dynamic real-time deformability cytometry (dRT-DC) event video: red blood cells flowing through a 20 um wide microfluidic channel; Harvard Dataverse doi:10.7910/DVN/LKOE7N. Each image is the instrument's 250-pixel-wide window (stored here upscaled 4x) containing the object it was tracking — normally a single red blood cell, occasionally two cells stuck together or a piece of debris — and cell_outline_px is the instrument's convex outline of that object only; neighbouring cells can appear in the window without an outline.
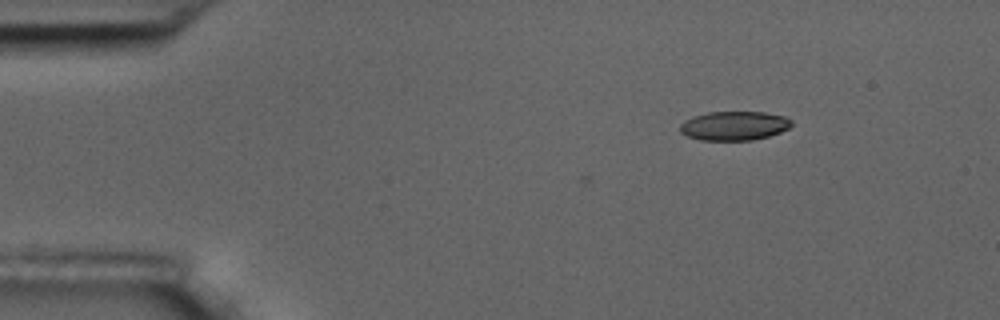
{"species": "common noctule bat (a hibernating species)", "species_latin": "Nyctalus noctula", "temperature_condition": "room temperature", "stored_images_in_passage": 3, "camera_frame_rate_fps": 3000, "um_per_image_px": 0.085, "animal": {"sex": "male", "body_mass_g": 17.5, "forearm_length_mm": 52.3}, "frame": {"image": 1, "passage_image": 3, "time_ms": 0.667, "image_size_px": [1000, 320], "cell_outline_px": [[792, 124], [788, 128], [780, 132], [768, 136], [752, 140], [700, 140], [688, 136], [680, 132], [680, 124], [684, 120], [692, 116], [708, 112], [764, 112], [788, 116], [792, 120]], "centroid_in_image_um": [62.41, 10.68], "position_along_channel_um": 22.6, "area_um2": 19.02}}